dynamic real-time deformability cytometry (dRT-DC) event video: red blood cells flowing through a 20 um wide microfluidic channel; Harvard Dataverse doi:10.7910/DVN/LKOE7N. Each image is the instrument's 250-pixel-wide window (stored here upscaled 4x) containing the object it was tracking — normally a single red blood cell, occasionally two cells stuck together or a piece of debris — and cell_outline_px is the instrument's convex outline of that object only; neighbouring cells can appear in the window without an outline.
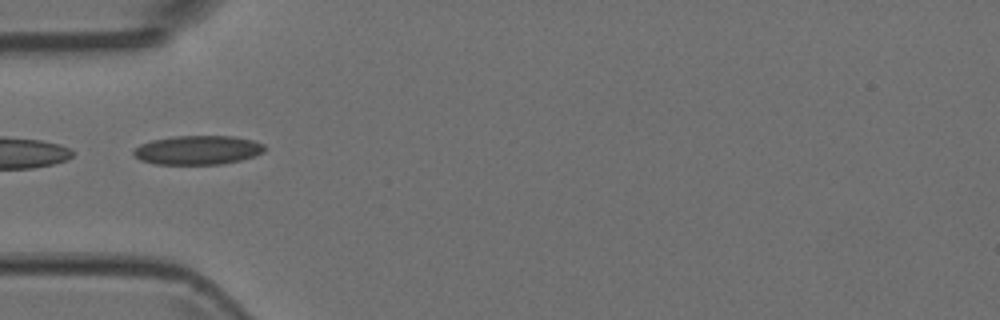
{"species": "Egyptian fruit bat (a non-hibernating species)", "species_latin": "Rousettus aegyptiacus", "temperature_condition": "room temperature", "stored_images_in_passage": 5, "camera_frame_rate_fps": 3000, "um_per_image_px": 0.085, "animal": {"sex": "female"}, "frame": {"image": 1, "passage_image": 1, "time_ms": 0.0, "image_size_px": [1000, 320], "cell_outline_px": [[264, 152], [256, 156], [240, 160], [220, 164], [156, 164], [140, 160], [132, 156], [132, 152], [140, 144], [152, 140], [172, 136], [236, 136], [252, 140], [264, 144]], "centroid_in_image_um": [16.8, 12.75], "position_along_channel_um": 68.2, "area_um2": 22.31}}
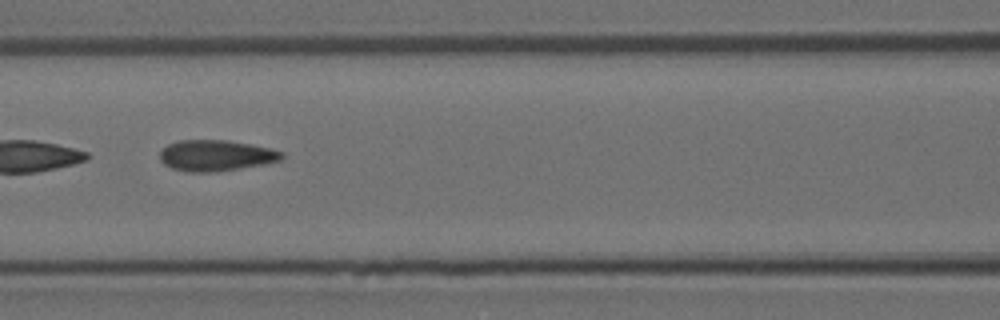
{"frame": {"image": 2, "passage_image": 3, "time_ms": 0.667, "image_size_px": [1000, 320], "cell_outline_px": [[284, 156], [280, 160], [264, 164], [216, 172], [188, 172], [172, 168], [164, 164], [160, 160], [160, 152], [168, 144], [180, 140], [228, 140], [268, 148], [284, 152]], "centroid_in_image_um": [18.34, 13.22], "position_along_channel_um": 148.3, "area_um2": 21.91}}
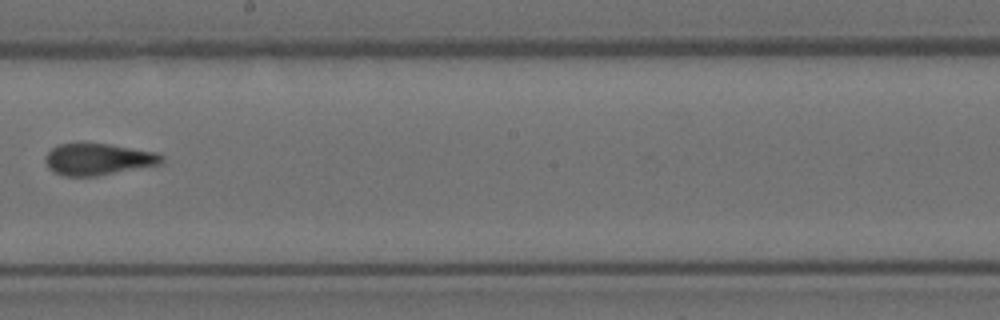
{"frame": {"image": 3, "passage_image": 5, "time_ms": 1.333, "image_size_px": [1000, 320], "cell_outline_px": [[164, 160], [160, 164], [96, 176], [64, 176], [52, 172], [48, 168], [48, 152], [52, 148], [60, 144], [108, 144], [160, 152], [164, 156]], "centroid_in_image_um": [8.41, 13.54], "position_along_channel_um": 239.8, "area_um2": 21.21}}